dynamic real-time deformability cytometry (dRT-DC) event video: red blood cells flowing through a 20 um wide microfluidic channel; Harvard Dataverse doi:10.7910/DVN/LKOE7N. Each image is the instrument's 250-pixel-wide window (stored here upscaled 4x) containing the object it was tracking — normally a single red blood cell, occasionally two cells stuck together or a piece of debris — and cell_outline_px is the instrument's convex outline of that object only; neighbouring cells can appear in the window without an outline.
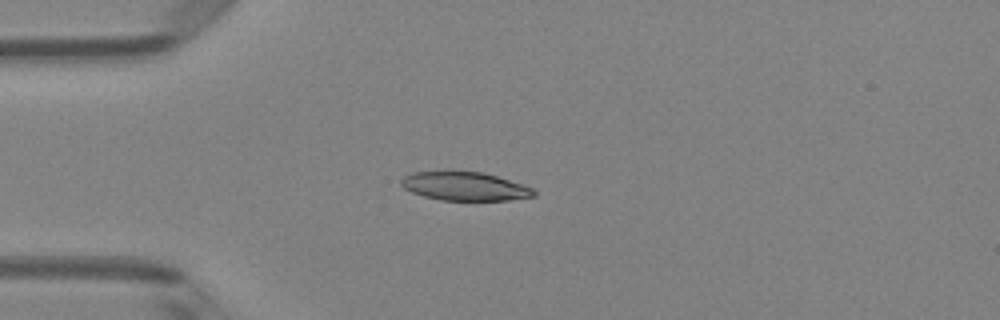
{"species": "Egyptian fruit bat (a non-hibernating species)", "species_latin": "Rousettus aegyptiacus", "temperature_condition": "room temperature", "stored_images_in_passage": 38, "camera_frame_rate_fps": 3000, "um_per_image_px": 0.085, "animal": {"sex": "female"}, "frame": {"image": 1, "passage_image": 1, "time_ms": 0.0, "image_size_px": [1000, 320], "cell_outline_px": [[536, 196], [508, 200], [440, 200], [424, 196], [412, 192], [404, 188], [400, 184], [400, 180], [404, 176], [412, 172], [484, 172], [524, 184], [532, 188], [536, 192]], "centroid_in_image_um": [39.53, 15.84], "position_along_channel_um": 45.5, "area_um2": 22.02}}
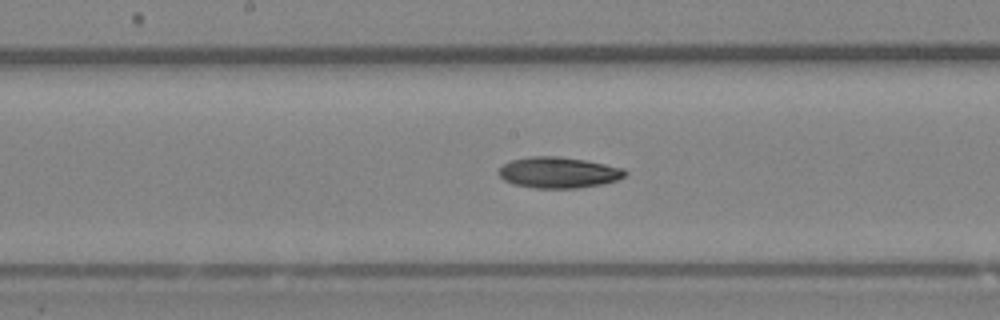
{"frame": {"image": 2, "passage_image": 14, "time_ms": 4.333, "image_size_px": [1000, 320], "cell_outline_px": [[628, 172], [624, 176], [616, 180], [604, 184], [576, 188], [532, 188], [512, 184], [504, 180], [496, 172], [504, 164], [512, 160], [528, 156], [560, 156], [584, 160], [624, 168]], "centroid_in_image_um": [47.45, 14.67], "position_along_channel_um": 200.8, "area_um2": 22.95}}
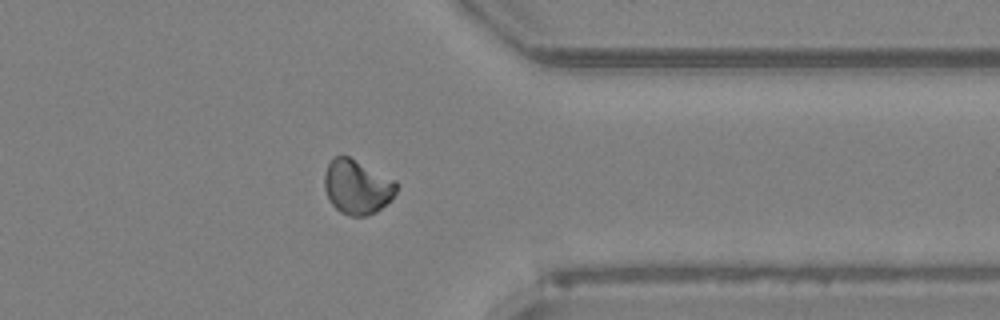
{"frame": {"image": 3, "passage_image": 28, "time_ms": 9.0, "image_size_px": [1000, 320], "cell_outline_px": [[400, 184], [396, 192], [376, 212], [364, 216], [352, 216], [340, 212], [332, 204], [324, 188], [324, 176], [328, 164], [336, 156], [348, 156], [396, 180]], "centroid_in_image_um": [30.36, 15.88], "position_along_channel_um": 381.0, "area_um2": 22.6}, "authors_computed_cell_mechanics": {"area_um2": 22.4553, "velocity_mm_per_s": 4.0111, "shape_relaxation_time_tau1_ms": 5.6486, "shape_relaxation_time_tau2_ms": null, "deformation_change_tau1": 0.1271, "deformation_change_tau2": null}}